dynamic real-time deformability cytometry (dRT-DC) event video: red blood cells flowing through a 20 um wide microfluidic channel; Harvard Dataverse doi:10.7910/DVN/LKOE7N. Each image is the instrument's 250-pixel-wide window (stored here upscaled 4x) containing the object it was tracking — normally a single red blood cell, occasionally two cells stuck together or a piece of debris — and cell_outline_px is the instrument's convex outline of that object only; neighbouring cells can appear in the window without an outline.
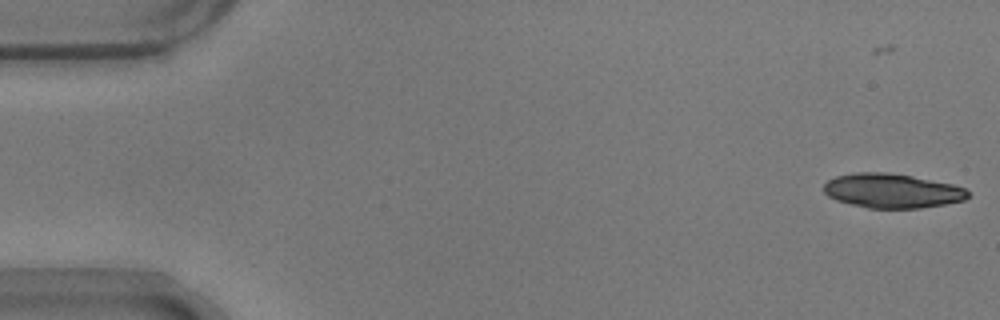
{"species": "common noctule bat (a hibernating species)", "species_latin": "Nyctalus noctula", "temperature_condition": "warm", "stored_images_in_passage": 20, "camera_frame_rate_fps": 3000, "um_per_image_px": 0.085, "animal": {"sex": "male", "body_mass_g": 17.9}, "frame": {"image": 1, "passage_image": 5, "time_ms": 1.333, "image_size_px": [1000, 320], "cell_outline_px": [[968, 196], [964, 200], [944, 204], [920, 208], [868, 208], [836, 200], [828, 196], [824, 192], [824, 184], [828, 180], [836, 176], [856, 172], [888, 172], [912, 176], [952, 184], [964, 188], [968, 192]], "centroid_in_image_um": [75.8, 16.21], "position_along_channel_um": 9.2, "area_um2": 28.73}}